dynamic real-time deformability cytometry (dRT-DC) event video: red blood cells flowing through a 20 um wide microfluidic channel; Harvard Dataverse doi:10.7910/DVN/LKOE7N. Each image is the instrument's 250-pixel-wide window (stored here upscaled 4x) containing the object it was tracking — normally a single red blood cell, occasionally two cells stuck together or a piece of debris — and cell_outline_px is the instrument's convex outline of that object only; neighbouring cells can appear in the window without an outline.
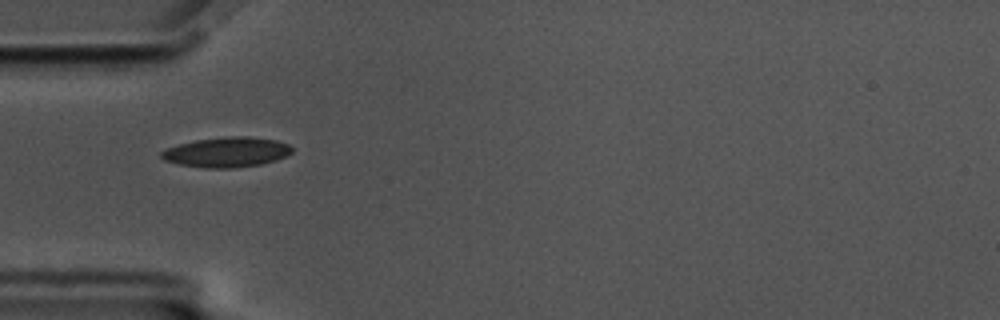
{"species": "common noctule bat (a hibernating species)", "species_latin": "Nyctalus noctula", "temperature_condition": "cold", "stored_images_in_passage": 41, "camera_frame_rate_fps": 3000, "um_per_image_px": 0.085, "animal": {"sex": "male", "body_mass_g": 17.5, "forearm_length_mm": 52.3}, "frame": {"image": 1, "passage_image": 1, "time_ms": 0.0, "image_size_px": [1000, 320], "cell_outline_px": [[292, 152], [276, 160], [260, 164], [232, 168], [208, 168], [180, 164], [164, 160], [160, 156], [160, 152], [164, 148], [196, 140], [228, 136], [248, 136], [276, 140], [288, 144], [292, 148]], "centroid_in_image_um": [19.25, 12.92], "position_along_channel_um": 65.8, "area_um2": 22.72}}
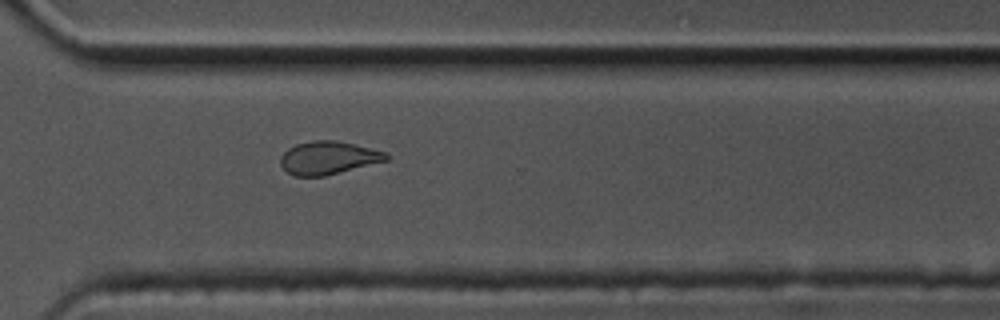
{"frame": {"image": 2, "passage_image": 25, "time_ms": 8.0, "image_size_px": [1000, 320], "cell_outline_px": [[388, 160], [324, 176], [292, 176], [280, 164], [280, 156], [288, 148], [296, 144], [312, 140], [336, 140], [384, 152], [388, 156]], "centroid_in_image_um": [27.84, 13.42], "position_along_channel_um": 342.8, "area_um2": 20.11}}
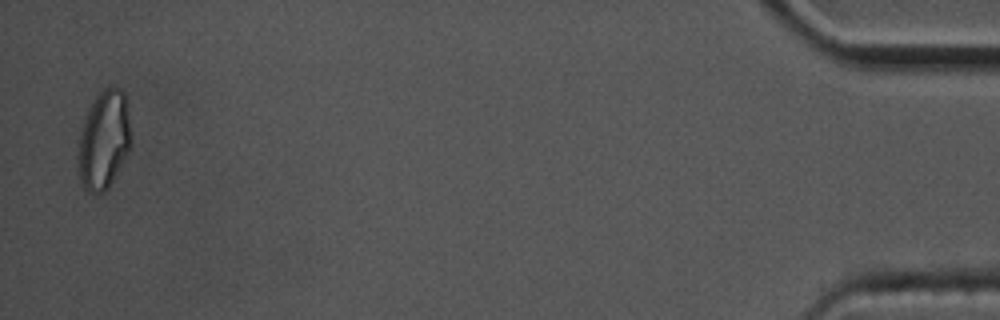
{"frame": {"image": 3, "passage_image": 40, "time_ms": 13.0, "image_size_px": [1000, 320], "cell_outline_px": [[132, 144], [124, 160], [108, 188], [104, 192], [88, 192], [84, 188], [80, 180], [80, 132], [84, 120], [96, 96], [104, 88], [120, 88], [124, 92], [132, 140]], "centroid_in_image_um": [8.87, 11.9], "position_along_channel_um": 426.3, "area_um2": 29.59}, "authors_computed_cell_mechanics": {"area_um2": 21.675, "velocity_mm_per_s": 3.469, "shape_relaxation_time_tau1_ms": 5.7801, "shape_relaxation_time_tau2_ms": 2.4193, "deformation_change_tau1": 0.1244, "deformation_change_tau2": 0.0774}}